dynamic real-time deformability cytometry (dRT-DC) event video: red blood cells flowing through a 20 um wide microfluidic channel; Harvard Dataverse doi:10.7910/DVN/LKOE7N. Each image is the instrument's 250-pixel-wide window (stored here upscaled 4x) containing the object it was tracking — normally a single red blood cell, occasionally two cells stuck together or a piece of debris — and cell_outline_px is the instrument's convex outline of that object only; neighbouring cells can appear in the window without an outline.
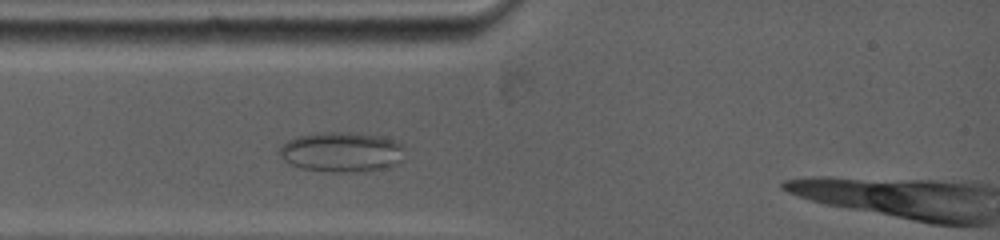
{"species": "common noctule bat (a hibernating species)", "species_latin": "Nyctalus noctula", "temperature_condition": "warm", "stored_images_in_passage": 11, "camera_frame_rate_fps": 5000, "um_per_image_px": 0.085, "animal": {"sex": "female", "body_mass_g": 19.0, "forearm_length_mm": 53.3}, "frame": {"image": 1, "passage_image": 3, "time_ms": 1.4, "image_size_px": [1000, 240], "cell_outline_px": [[404, 148], [400, 160], [396, 164], [384, 168], [340, 172], [332, 172], [300, 168], [288, 164], [280, 156], [280, 148], [288, 140], [296, 136], [316, 132], [348, 132], [376, 136], [392, 140], [400, 144]], "centroid_in_image_um": [28.96, 12.91], "position_along_channel_um": 56.0, "area_um2": 28.78}}
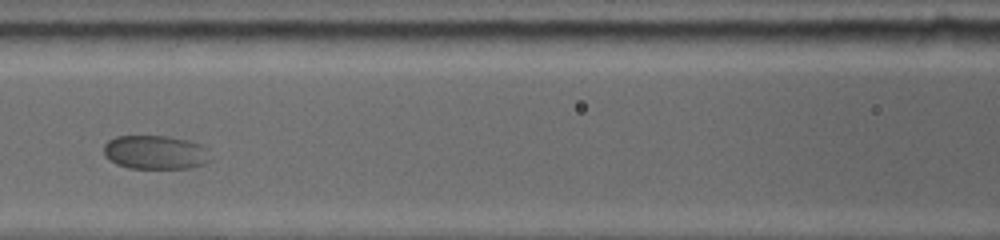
{"frame": {"image": 2, "passage_image": 7, "time_ms": 4.0, "image_size_px": [1000, 240], "cell_outline_px": [[212, 160], [204, 164], [192, 168], [128, 168], [116, 164], [104, 156], [104, 144], [108, 140], [116, 136], [168, 136], [188, 140], [204, 144], [208, 148]], "centroid_in_image_um": [13.25, 12.94], "position_along_channel_um": 153.3, "area_um2": 21.5}}
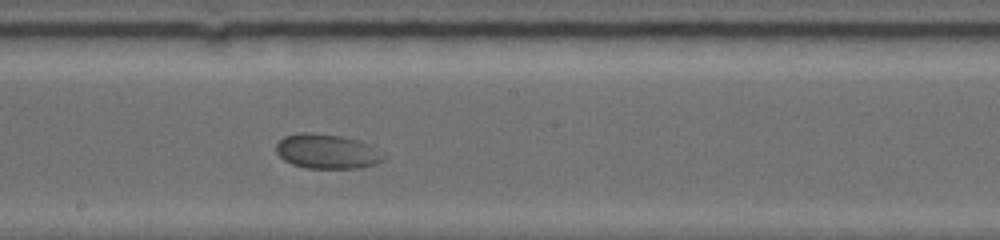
{"frame": {"image": 3, "passage_image": 11, "time_ms": 5.8, "image_size_px": [1000, 240], "cell_outline_px": [[384, 160], [376, 164], [360, 168], [304, 168], [292, 164], [284, 160], [276, 152], [276, 144], [284, 136], [300, 132], [308, 132], [340, 136], [360, 140], [380, 148], [384, 152]], "centroid_in_image_um": [27.84, 12.87], "position_along_channel_um": 220.4, "area_um2": 22.02}}